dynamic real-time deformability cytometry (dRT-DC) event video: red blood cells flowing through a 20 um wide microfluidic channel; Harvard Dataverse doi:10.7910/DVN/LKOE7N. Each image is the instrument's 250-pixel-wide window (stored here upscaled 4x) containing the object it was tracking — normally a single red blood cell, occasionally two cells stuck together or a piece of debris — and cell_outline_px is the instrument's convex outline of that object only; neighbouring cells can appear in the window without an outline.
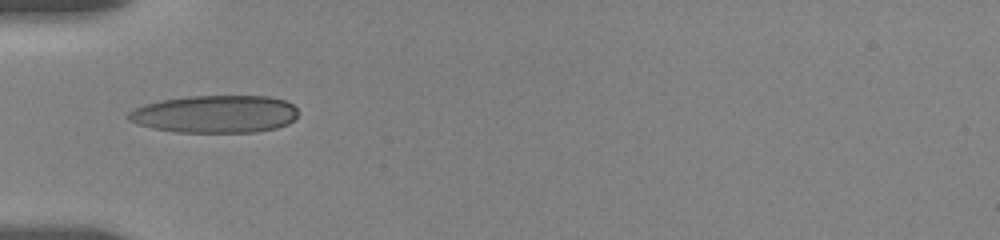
{"species": "human", "species_latin": "Homo sapiens", "temperature_condition": "room temperature", "stored_images_in_passage": 8, "camera_frame_rate_fps": 3000, "um_per_image_px": 0.085, "donor": {"sex": "female"}, "frame": {"image": 1, "passage_image": 1, "time_ms": 0.0, "image_size_px": [1000, 240], "cell_outline_px": [[296, 116], [288, 124], [276, 128], [256, 132], [176, 132], [152, 128], [136, 124], [128, 120], [128, 112], [144, 104], [164, 100], [188, 96], [268, 96], [284, 100], [292, 104], [296, 108]], "centroid_in_image_um": [18.27, 9.7], "position_along_channel_um": 66.7, "area_um2": 37.11}}
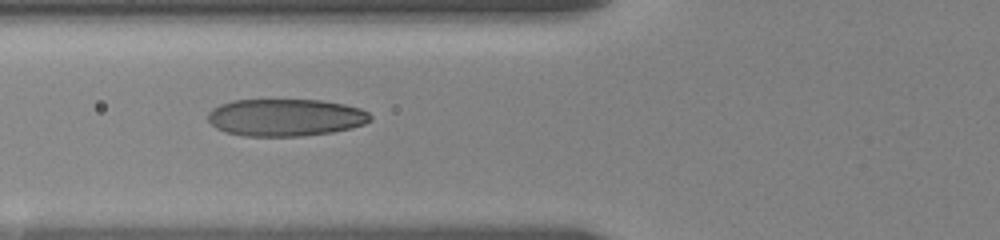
{"frame": {"image": 2, "passage_image": 7, "time_ms": 1.0, "image_size_px": [1000, 240], "cell_outline_px": [[372, 120], [364, 124], [352, 128], [332, 132], [304, 136], [244, 136], [224, 132], [216, 128], [208, 120], [208, 112], [212, 108], [220, 104], [232, 100], [320, 100], [344, 104], [360, 108], [368, 112], [372, 116]], "centroid_in_image_um": [24.27, 9.99], "position_along_channel_um": 101.5, "area_um2": 35.55}}